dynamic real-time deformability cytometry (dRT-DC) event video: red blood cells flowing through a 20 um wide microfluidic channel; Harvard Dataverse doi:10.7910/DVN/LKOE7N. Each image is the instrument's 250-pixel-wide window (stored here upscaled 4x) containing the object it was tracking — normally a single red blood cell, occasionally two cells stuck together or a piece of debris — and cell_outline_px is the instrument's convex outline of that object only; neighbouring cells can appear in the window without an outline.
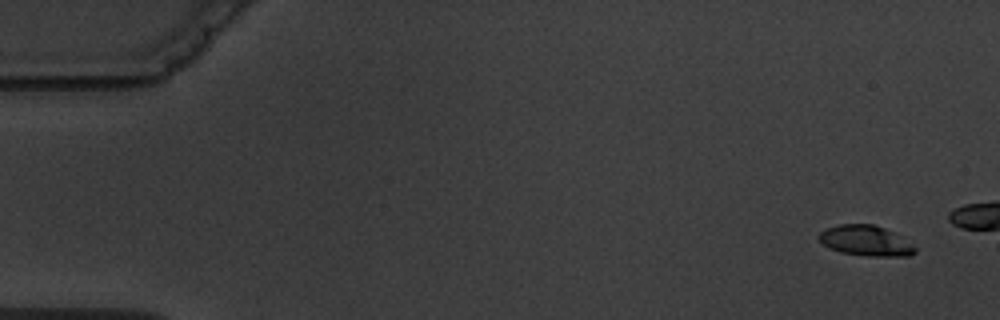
{"species": "common noctule bat (a hibernating species)", "species_latin": "Nyctalus noctula", "temperature_condition": "warm", "stored_images_in_passage": 6, "camera_frame_rate_fps": 3000, "um_per_image_px": 0.085, "animal": {"sex": "male", "body_mass_g": 19.5, "forearm_length_mm": 54.6}, "frame": {"image": 1, "passage_image": 1, "time_ms": 0.0, "image_size_px": [1000, 320], "cell_outline_px": [[916, 252], [908, 256], [868, 256], [840, 252], [828, 248], [820, 240], [820, 232], [828, 228], [840, 224], [872, 224], [884, 228], [892, 232], [912, 244], [916, 248]], "centroid_in_image_um": [73.59, 20.47], "position_along_channel_um": 11.4, "area_um2": 16.76}}
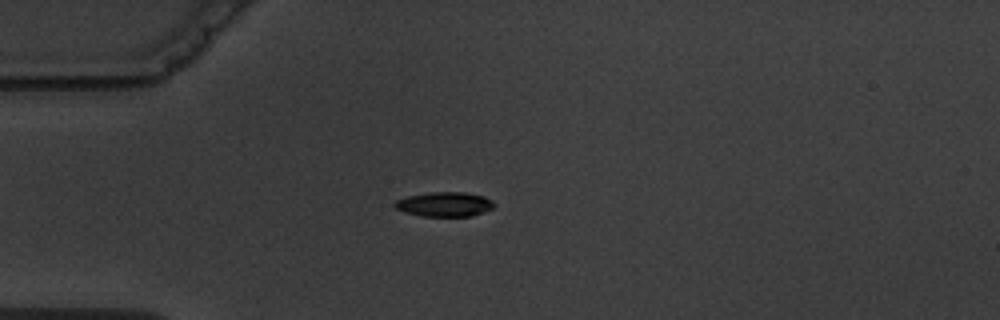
{"frame": {"image": 2, "passage_image": 6, "time_ms": 6.0, "image_size_px": [1000, 320], "cell_outline_px": [[496, 204], [492, 208], [484, 212], [472, 216], [424, 216], [404, 212], [396, 208], [392, 204], [396, 200], [408, 196], [432, 192], [464, 192], [484, 196], [492, 200]], "centroid_in_image_um": [37.8, 17.36], "position_along_channel_um": 47.2, "area_um2": 14.22}}